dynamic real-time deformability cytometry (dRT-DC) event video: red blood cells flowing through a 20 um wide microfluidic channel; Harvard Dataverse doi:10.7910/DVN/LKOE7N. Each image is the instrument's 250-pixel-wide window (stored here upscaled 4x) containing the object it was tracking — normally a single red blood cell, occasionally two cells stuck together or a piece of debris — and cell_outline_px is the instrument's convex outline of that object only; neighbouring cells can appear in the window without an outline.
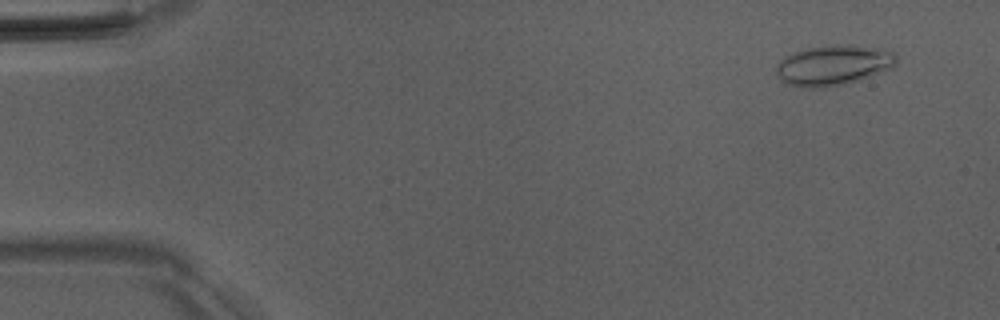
{"species": "Egyptian fruit bat (a non-hibernating species)", "species_latin": "Rousettus aegyptiacus", "temperature_condition": "room temperature", "stored_images_in_passage": 51, "camera_frame_rate_fps": 3000, "um_per_image_px": 0.085, "animal": {"sex": "male"}, "frame": {"image": 1, "passage_image": 4, "time_ms": 1.0, "image_size_px": [1000, 320], "cell_outline_px": [[896, 64], [892, 68], [860, 80], [844, 84], [824, 88], [800, 88], [788, 84], [780, 80], [776, 72], [776, 64], [784, 56], [808, 48], [836, 44], [848, 44], [884, 48], [892, 52], [896, 56]], "centroid_in_image_um": [70.83, 5.55], "position_along_channel_um": 14.2, "area_um2": 28.55}}
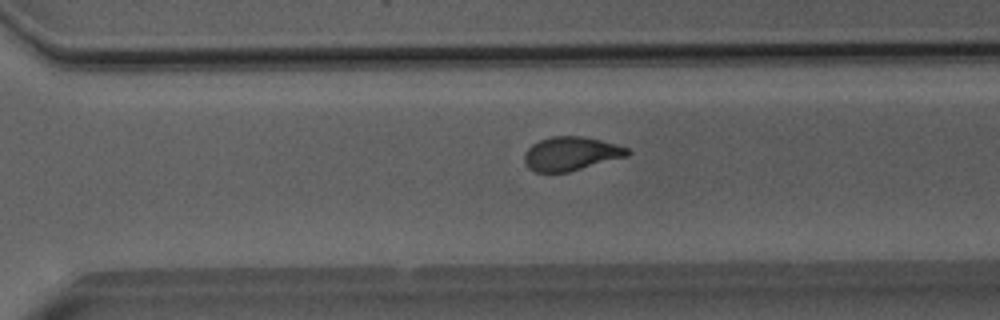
{"frame": {"image": 2, "passage_image": 36, "time_ms": 11.667, "image_size_px": [1000, 320], "cell_outline_px": [[632, 152], [628, 156], [568, 172], [536, 172], [528, 168], [524, 160], [524, 152], [532, 144], [540, 140], [552, 136], [584, 136], [600, 140], [628, 148]], "centroid_in_image_um": [48.52, 13.06], "position_along_channel_um": 322.1, "area_um2": 20.29}}
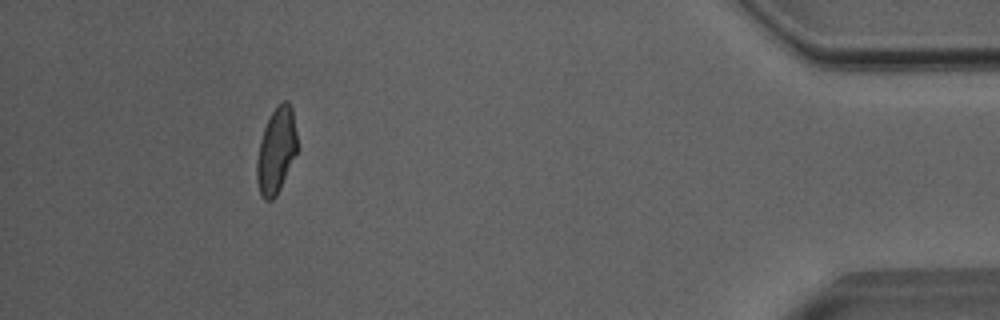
{"frame": {"image": 3, "passage_image": 47, "time_ms": 15.333, "image_size_px": [1000, 320], "cell_outline_px": [[300, 148], [276, 196], [272, 200], [264, 200], [260, 192], [256, 180], [256, 160], [260, 140], [264, 128], [272, 112], [284, 100], [288, 100], [292, 108]], "centroid_in_image_um": [23.51, 12.81], "position_along_channel_um": 411.7, "area_um2": 20.52}, "authors_computed_cell_mechanics": {"area_um2": 21.2126, "velocity_mm_per_s": 4.0449, "shape_relaxation_time_tau1_ms": 5.9118, "shape_relaxation_time_tau2_ms": 1.5183, "deformation_change_tau1": 0.1776, "deformation_change_tau2": 0.0515}}